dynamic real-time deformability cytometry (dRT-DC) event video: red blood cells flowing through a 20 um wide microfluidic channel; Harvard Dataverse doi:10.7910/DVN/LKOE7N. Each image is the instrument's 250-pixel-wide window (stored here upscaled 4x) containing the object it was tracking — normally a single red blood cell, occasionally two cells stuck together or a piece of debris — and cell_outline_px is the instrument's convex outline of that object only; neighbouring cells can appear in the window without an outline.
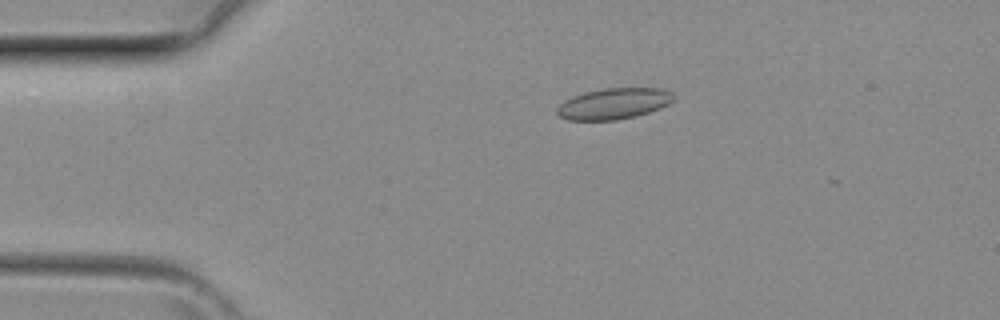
{"species": "common noctule bat (a hibernating species)", "species_latin": "Nyctalus noctula", "temperature_condition": "room temperature", "stored_images_in_passage": 39, "camera_frame_rate_fps": 3000, "um_per_image_px": 0.085, "animal": {"sex": "female", "body_mass_g": 29.2, "forearm_length_mm": 56.3}, "frame": {"image": 1, "passage_image": 7, "time_ms": 2.0, "image_size_px": [1000, 320], "cell_outline_px": [[676, 96], [668, 104], [660, 108], [636, 116], [616, 120], [568, 120], [560, 116], [556, 112], [556, 108], [564, 100], [572, 96], [584, 92], [604, 88], [660, 88], [672, 92]], "centroid_in_image_um": [52.16, 8.8], "position_along_channel_um": 32.8, "area_um2": 21.15}}
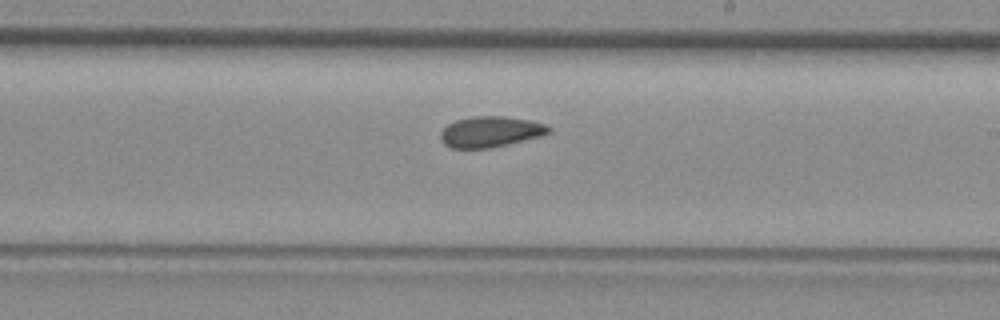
{"frame": {"image": 2, "passage_image": 22, "time_ms": 7.0, "image_size_px": [1000, 320], "cell_outline_px": [[552, 132], [544, 136], [492, 148], [452, 148], [444, 144], [440, 140], [440, 132], [448, 124], [456, 120], [472, 116], [504, 116], [528, 120], [544, 124], [552, 128]], "centroid_in_image_um": [41.71, 11.21], "position_along_channel_um": 247.3, "area_um2": 19.65}}
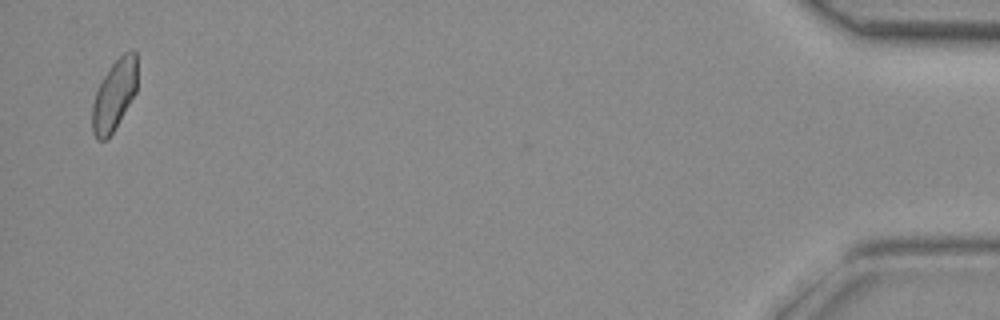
{"frame": {"image": 3, "passage_image": 38, "time_ms": 12.333, "image_size_px": [1000, 320], "cell_outline_px": [[136, 92], [112, 132], [104, 140], [96, 140], [92, 132], [92, 104], [96, 92], [104, 76], [112, 64], [124, 52], [136, 52]], "centroid_in_image_um": [9.69, 8.1], "position_along_channel_um": 425.5, "area_um2": 18.03}}